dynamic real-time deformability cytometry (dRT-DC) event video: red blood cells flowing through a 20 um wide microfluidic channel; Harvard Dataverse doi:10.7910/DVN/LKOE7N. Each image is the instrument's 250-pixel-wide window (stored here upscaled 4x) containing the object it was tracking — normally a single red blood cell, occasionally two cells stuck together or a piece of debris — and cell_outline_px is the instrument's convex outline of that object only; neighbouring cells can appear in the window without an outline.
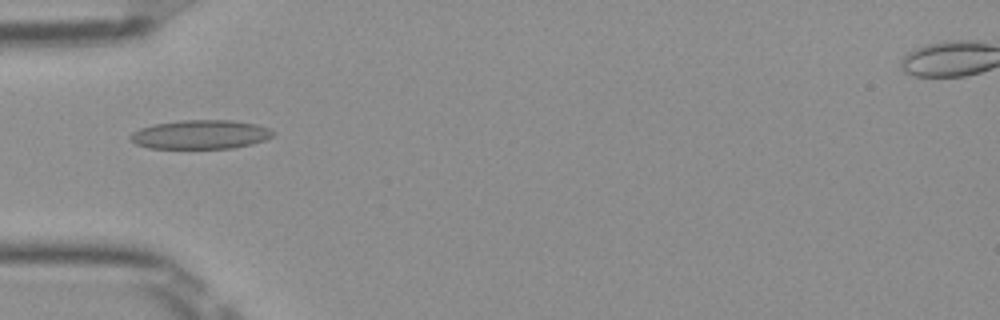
{"species": "Egyptian fruit bat (a non-hibernating species)", "species_latin": "Rousettus aegyptiacus", "temperature_condition": "room temperature", "stored_images_in_passage": 50, "camera_frame_rate_fps": 3000, "um_per_image_px": 0.085, "frame": {"image": 1, "passage_image": 16, "time_ms": 5.0, "image_size_px": [1000, 320], "cell_outline_px": [[276, 132], [272, 136], [264, 140], [252, 144], [232, 148], [148, 148], [136, 144], [128, 136], [132, 132], [140, 128], [152, 124], [180, 120], [232, 120], [256, 124], [268, 128]], "centroid_in_image_um": [17.03, 11.43], "position_along_channel_um": 68.0, "area_um2": 24.16}}
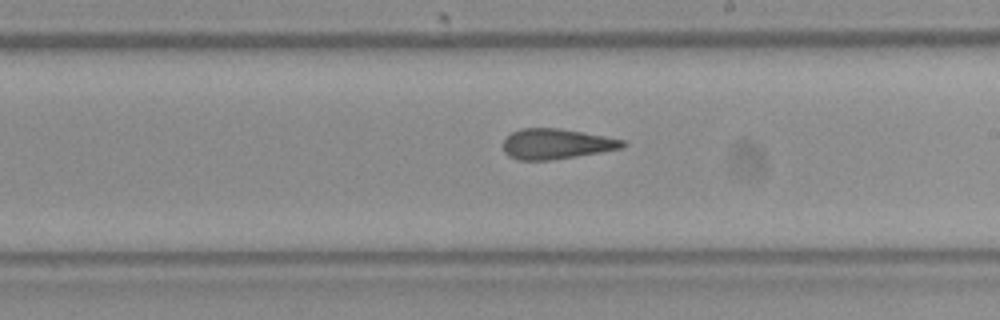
{"frame": {"image": 2, "passage_image": 29, "time_ms": 9.333, "image_size_px": [1000, 320], "cell_outline_px": [[628, 144], [624, 148], [552, 160], [516, 160], [508, 156], [504, 152], [504, 140], [512, 132], [520, 128], [560, 128], [604, 136], [624, 140]], "centroid_in_image_um": [47.29, 12.23], "position_along_channel_um": 241.7, "area_um2": 21.15}}
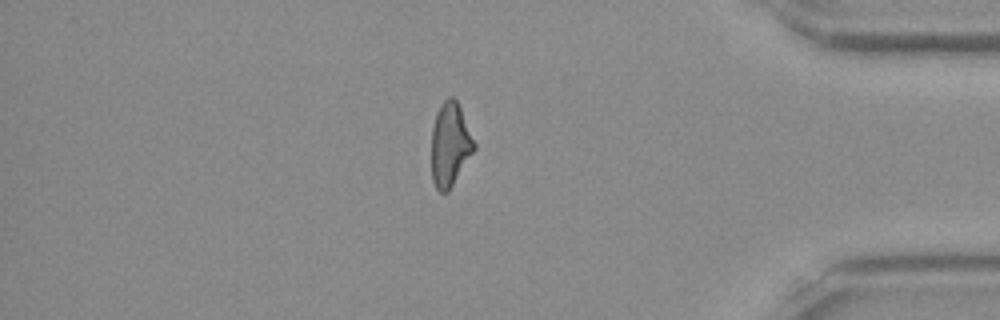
{"frame": {"image": 3, "passage_image": 43, "time_ms": 14.0, "image_size_px": [1000, 320], "cell_outline_px": [[476, 148], [448, 192], [440, 192], [436, 188], [432, 180], [432, 128], [436, 112], [440, 104], [448, 96], [452, 96], [456, 100], [460, 108], [476, 144]], "centroid_in_image_um": [38.25, 12.28], "position_along_channel_um": 397.0, "area_um2": 20.75}, "authors_computed_cell_mechanics": {"area_um2": 21.7039, "velocity_mm_per_s": 3.9967, "shape_relaxation_time_tau1_ms": null, "shape_relaxation_time_tau2_ms": 2.763, "deformation_change_tau1": null, "deformation_change_tau2": 0.1157}}